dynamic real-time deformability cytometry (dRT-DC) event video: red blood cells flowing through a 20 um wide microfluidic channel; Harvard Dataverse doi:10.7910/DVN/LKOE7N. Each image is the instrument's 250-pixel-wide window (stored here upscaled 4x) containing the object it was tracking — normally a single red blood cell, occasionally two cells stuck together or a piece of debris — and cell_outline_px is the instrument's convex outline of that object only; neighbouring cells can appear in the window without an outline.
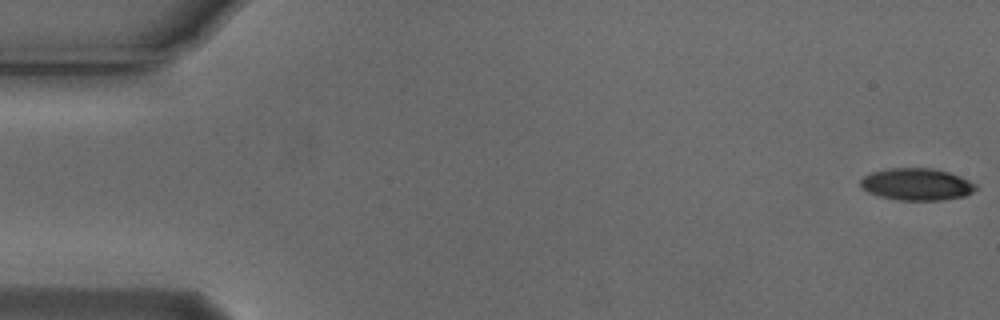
{"species": "Egyptian fruit bat (a non-hibernating species)", "species_latin": "Rousettus aegyptiacus", "temperature_condition": "cold", "stored_images_in_passage": 5, "camera_frame_rate_fps": 3000, "um_per_image_px": 0.085, "animal": {"sex": "male"}, "frame": {"image": 1, "passage_image": 1, "time_ms": 0.0, "image_size_px": [1000, 320], "cell_outline_px": [[976, 188], [972, 192], [964, 196], [944, 200], [896, 200], [880, 196], [868, 192], [860, 184], [860, 180], [864, 176], [872, 172], [888, 168], [932, 168], [948, 172], [960, 176], [976, 184]], "centroid_in_image_um": [77.92, 15.66], "position_along_channel_um": 7.1, "area_um2": 21.44}}
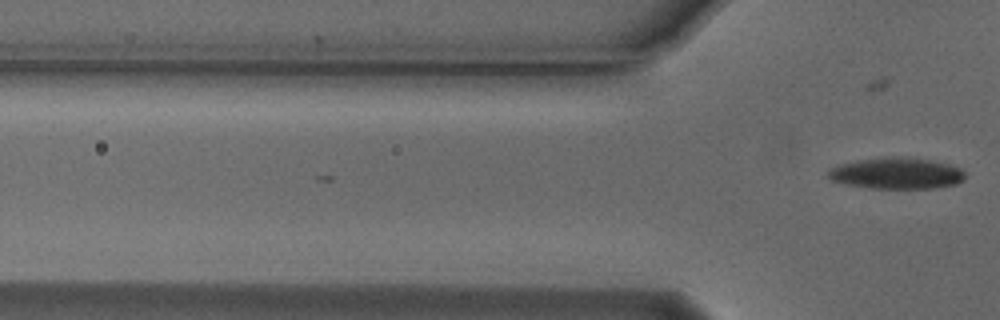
{"frame": {"image": 2, "passage_image": 5, "time_ms": 1.333, "image_size_px": [1000, 320], "cell_outline_px": [[964, 180], [956, 184], [932, 188], [868, 188], [844, 184], [832, 180], [824, 176], [828, 168], [840, 164], [860, 160], [928, 160], [948, 164], [960, 168], [964, 172]], "centroid_in_image_um": [76.15, 14.79], "position_along_channel_um": 49.7, "area_um2": 23.93}}